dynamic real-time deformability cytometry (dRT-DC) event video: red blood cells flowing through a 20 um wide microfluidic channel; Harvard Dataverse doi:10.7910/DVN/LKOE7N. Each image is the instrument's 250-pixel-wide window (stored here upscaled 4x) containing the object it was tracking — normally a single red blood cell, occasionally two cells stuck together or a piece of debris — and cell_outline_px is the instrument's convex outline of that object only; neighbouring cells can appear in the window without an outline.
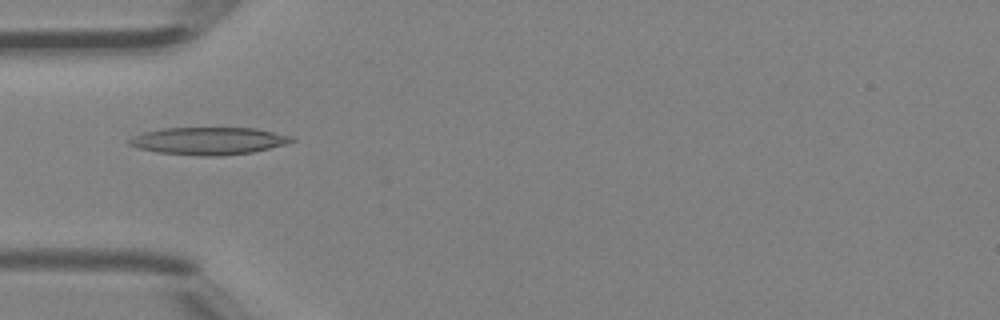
{"species": "Egyptian fruit bat (a non-hibernating species)", "species_latin": "Rousettus aegyptiacus", "temperature_condition": "room temperature", "stored_images_in_passage": 31, "camera_frame_rate_fps": 3000, "um_per_image_px": 0.085, "animal": {"sex": "female"}, "frame": {"image": 1, "passage_image": 1, "time_ms": 0.0, "image_size_px": [1000, 320], "cell_outline_px": [[296, 140], [284, 144], [252, 152], [220, 156], [204, 156], [156, 152], [140, 148], [128, 144], [128, 140], [144, 132], [164, 128], [256, 128], [292, 136]], "centroid_in_image_um": [17.75, 11.97], "position_along_channel_um": 67.3, "area_um2": 25.66}}
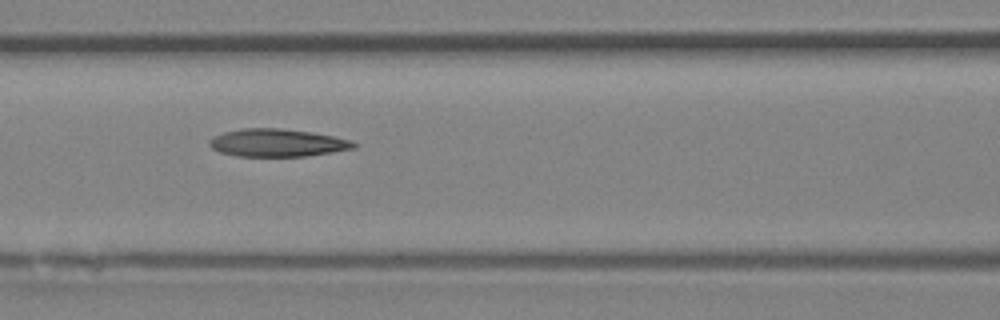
{"frame": {"image": 2, "passage_image": 6, "time_ms": 1.667, "image_size_px": [1000, 320], "cell_outline_px": [[356, 148], [308, 156], [236, 156], [220, 152], [212, 148], [208, 144], [208, 140], [212, 136], [224, 132], [244, 128], [280, 128], [312, 132], [332, 136], [348, 140], [356, 144]], "centroid_in_image_um": [23.52, 12.14], "position_along_channel_um": 143.1, "area_um2": 23.29}}
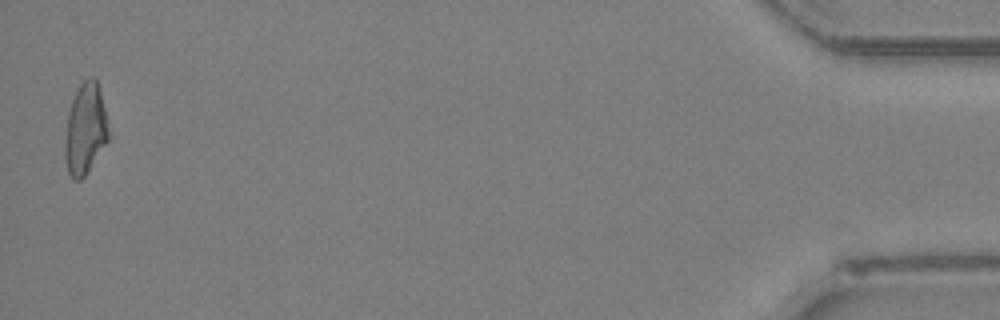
{"frame": {"image": 3, "passage_image": 31, "time_ms": 10.0, "image_size_px": [1000, 320], "cell_outline_px": [[108, 140], [88, 172], [80, 180], [72, 180], [68, 172], [64, 160], [64, 144], [68, 112], [72, 100], [80, 84], [84, 80], [92, 76], [96, 80], [100, 88], [108, 120]], "centroid_in_image_um": [7.24, 10.99], "position_along_channel_um": 428.0, "area_um2": 23.35}, "authors_computed_cell_mechanics": {"area_um2": 23.2934, "velocity_mm_per_s": 4.5828, "shape_relaxation_time_tau1_ms": null, "shape_relaxation_time_tau2_ms": 5.7417, "deformation_change_tau1": null, "deformation_change_tau2": 0.1848}}